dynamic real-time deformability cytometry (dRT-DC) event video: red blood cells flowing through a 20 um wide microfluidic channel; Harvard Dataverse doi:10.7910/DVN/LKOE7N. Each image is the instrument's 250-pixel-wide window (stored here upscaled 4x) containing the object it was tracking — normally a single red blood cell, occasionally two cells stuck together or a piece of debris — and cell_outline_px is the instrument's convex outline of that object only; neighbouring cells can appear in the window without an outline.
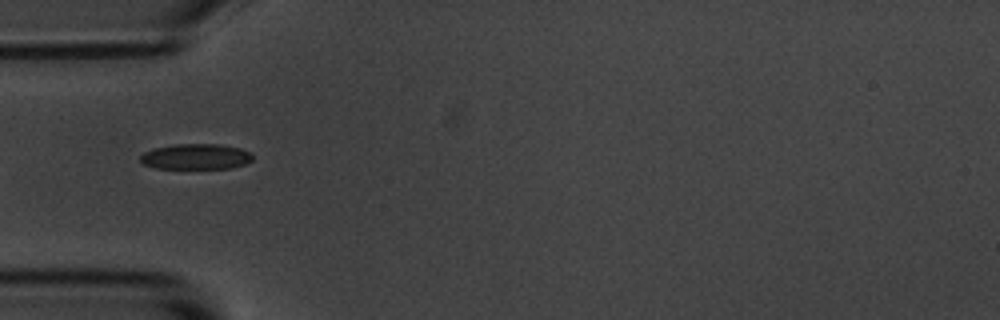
{"species": "common noctule bat (a hibernating species)", "species_latin": "Nyctalus noctula", "temperature_condition": "room temperature", "stored_images_in_passage": 3, "camera_frame_rate_fps": 3000, "um_per_image_px": 0.085, "animal": {"sex": "male", "body_mass_g": 20.1, "forearm_length_mm": 53.5}, "frame": {"image": 1, "passage_image": 1, "time_ms": 0.0, "image_size_px": [1000, 320], "cell_outline_px": [[252, 160], [244, 164], [232, 168], [156, 168], [144, 164], [140, 160], [140, 156], [144, 152], [152, 148], [176, 144], [216, 144], [240, 148], [252, 152]], "centroid_in_image_um": [16.65, 13.3], "position_along_channel_um": 68.4, "area_um2": 16.7}}